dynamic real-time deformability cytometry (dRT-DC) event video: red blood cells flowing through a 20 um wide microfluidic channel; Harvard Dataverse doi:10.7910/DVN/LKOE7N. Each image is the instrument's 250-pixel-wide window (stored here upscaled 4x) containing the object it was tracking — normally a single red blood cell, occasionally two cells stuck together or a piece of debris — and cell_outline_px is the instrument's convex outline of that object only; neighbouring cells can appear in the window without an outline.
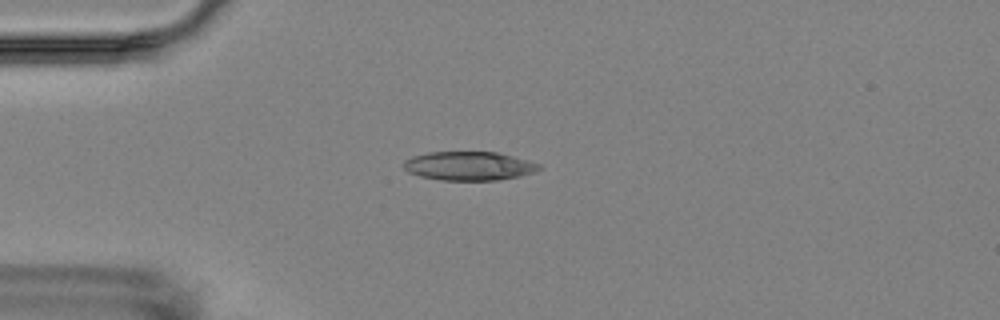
{"species": "Egyptian fruit bat (a non-hibernating species)", "species_latin": "Rousettus aegyptiacus", "temperature_condition": "room temperature", "stored_images_in_passage": 16, "camera_frame_rate_fps": 3000, "um_per_image_px": 0.085, "animal": {"sex": "female"}, "frame": {"image": 1, "passage_image": 4, "time_ms": 6.0, "image_size_px": [1000, 320], "cell_outline_px": [[544, 168], [536, 172], [520, 176], [496, 180], [440, 180], [420, 176], [408, 172], [404, 168], [404, 160], [412, 156], [428, 152], [496, 152], [512, 156], [540, 164]], "centroid_in_image_um": [39.87, 14.11], "position_along_channel_um": 45.1, "area_um2": 22.77}}
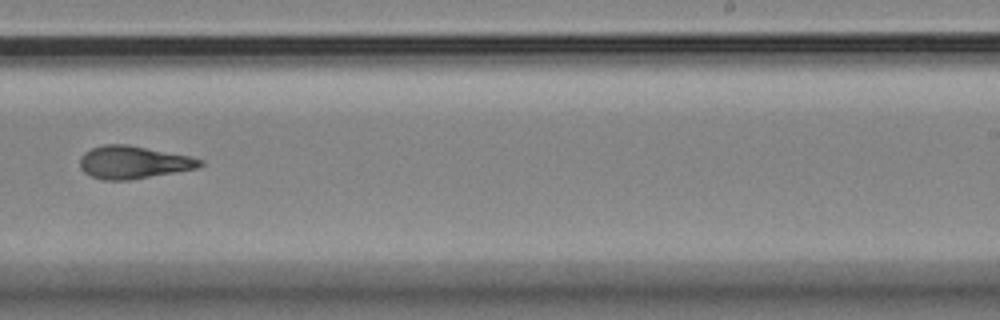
{"frame": {"image": 2, "passage_image": 10, "time_ms": 13.0, "image_size_px": [1000, 320], "cell_outline_px": [[204, 164], [196, 168], [128, 180], [104, 180], [92, 176], [84, 172], [80, 168], [80, 156], [84, 152], [92, 148], [104, 144], [128, 144], [188, 156], [204, 160]], "centroid_in_image_um": [11.29, 13.79], "position_along_channel_um": 277.7, "area_um2": 22.66}}
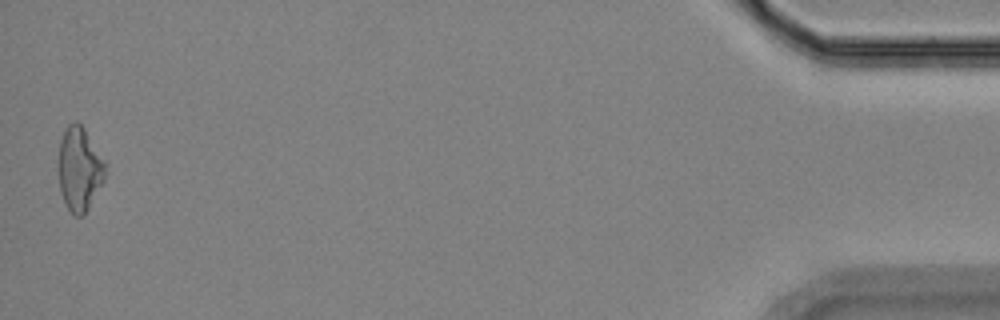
{"frame": {"image": 3, "passage_image": 16, "time_ms": 19.667, "image_size_px": [1000, 320], "cell_outline_px": [[104, 180], [84, 216], [76, 216], [68, 208], [60, 192], [56, 168], [60, 140], [64, 128], [68, 124], [76, 120], [84, 128], [104, 160]], "centroid_in_image_um": [6.7, 14.34], "position_along_channel_um": 428.5, "area_um2": 23.12}, "authors_computed_cell_mechanics": {"area_um2": 22.831, "velocity_mm_per_s": 3.5698, "shape_relaxation_time_tau1_ms": 10.0265, "shape_relaxation_time_tau2_ms": 1.9814, "deformation_change_tau1": 0.2008, "deformation_change_tau2": 0.0969}}